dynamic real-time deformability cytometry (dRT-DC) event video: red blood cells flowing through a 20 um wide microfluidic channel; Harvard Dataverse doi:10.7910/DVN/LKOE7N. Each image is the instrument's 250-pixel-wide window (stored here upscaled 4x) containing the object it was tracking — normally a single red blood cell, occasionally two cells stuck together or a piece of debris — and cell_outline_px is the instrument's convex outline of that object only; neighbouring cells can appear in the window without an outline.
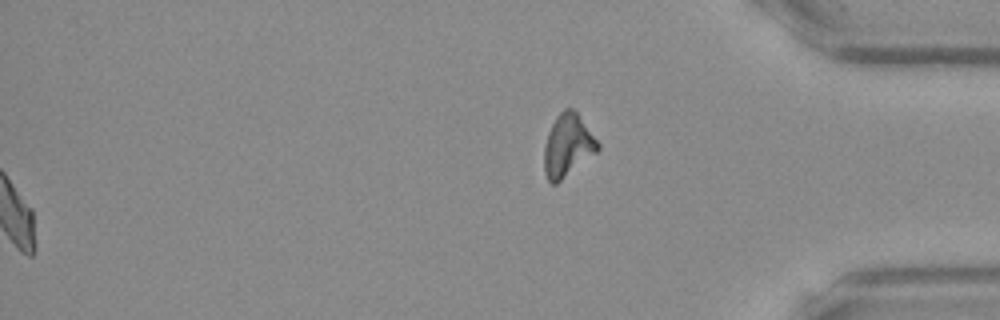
{"species": "Egyptian fruit bat (a non-hibernating species)", "species_latin": "Rousettus aegyptiacus", "temperature_condition": "warm", "stored_images_in_passage": 54, "segment_of_instrument_passage": [2, 2], "camera_frame_rate_fps": 3000, "um_per_image_px": 0.085, "frame": {"image": 1, "passage_image": 54, "time_ms": 17.667, "image_size_px": [1000, 320], "cell_outline_px": [[600, 148], [596, 152], [556, 184], [552, 184], [548, 180], [544, 172], [544, 144], [548, 132], [556, 116], [564, 108], [572, 108], [576, 112], [600, 144]], "centroid_in_image_um": [48.23, 12.37], "position_along_channel_um": 387.0, "area_um2": 19.31}}